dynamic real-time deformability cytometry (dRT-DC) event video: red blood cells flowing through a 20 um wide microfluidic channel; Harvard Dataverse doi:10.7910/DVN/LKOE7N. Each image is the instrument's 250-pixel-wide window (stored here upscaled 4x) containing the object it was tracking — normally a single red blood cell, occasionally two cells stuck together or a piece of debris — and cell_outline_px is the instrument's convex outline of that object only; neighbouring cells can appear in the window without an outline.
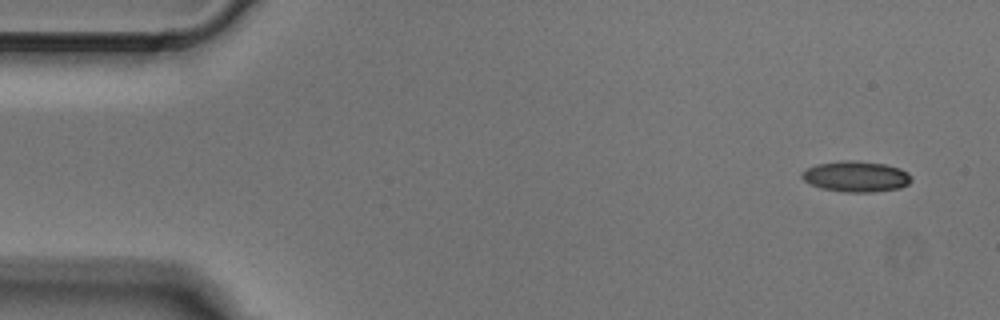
{"species": "Egyptian fruit bat (a non-hibernating species)", "species_latin": "Rousettus aegyptiacus", "temperature_condition": "cold", "stored_images_in_passage": 4, "camera_frame_rate_fps": 3000, "um_per_image_px": 0.085, "animal": {"sex": "male"}, "frame": {"image": 1, "passage_image": 1, "time_ms": 0.0, "image_size_px": [1000, 320], "cell_outline_px": [[912, 180], [908, 184], [900, 188], [872, 192], [844, 192], [820, 188], [804, 180], [800, 176], [800, 172], [816, 164], [840, 160], [856, 160], [884, 164], [900, 168], [908, 172], [912, 176]], "centroid_in_image_um": [72.76, 14.99], "position_along_channel_um": 12.2, "area_um2": 19.83}}
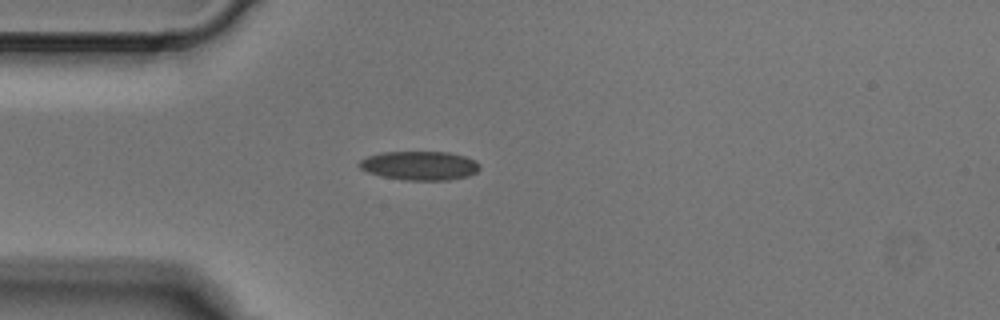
{"frame": {"image": 2, "passage_image": 4, "time_ms": 1.0, "image_size_px": [1000, 320], "cell_outline_px": [[480, 168], [476, 172], [468, 176], [448, 180], [404, 180], [380, 176], [368, 172], [360, 168], [356, 164], [360, 160], [368, 156], [384, 152], [448, 152], [464, 156], [476, 160], [480, 164]], "centroid_in_image_um": [35.67, 14.08], "position_along_channel_um": 49.3, "area_um2": 20.4}}